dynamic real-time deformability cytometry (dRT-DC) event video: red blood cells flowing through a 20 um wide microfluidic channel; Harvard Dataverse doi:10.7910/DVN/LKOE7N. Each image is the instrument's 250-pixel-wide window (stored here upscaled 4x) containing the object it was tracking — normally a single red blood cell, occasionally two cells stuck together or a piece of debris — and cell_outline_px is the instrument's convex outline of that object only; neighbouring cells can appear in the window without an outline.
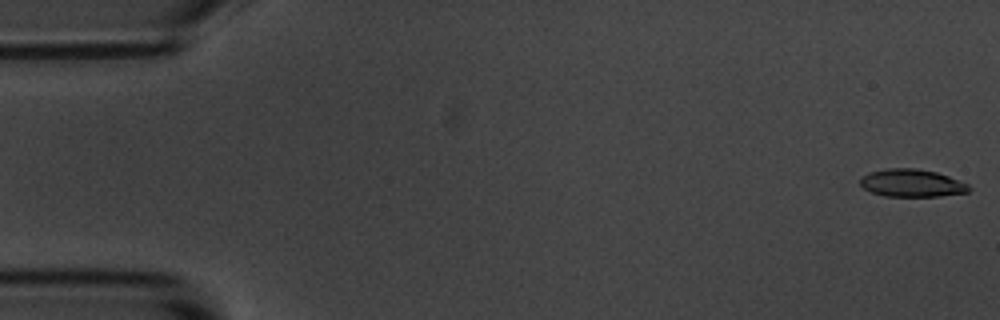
{"species": "common noctule bat (a hibernating species)", "species_latin": "Nyctalus noctula", "temperature_condition": "room temperature", "stored_images_in_passage": 54, "camera_frame_rate_fps": 3000, "um_per_image_px": 0.085, "animal": {"sex": "male", "body_mass_g": 20.1, "forearm_length_mm": 53.5}, "frame": {"image": 1, "passage_image": 1, "time_ms": 0.0, "image_size_px": [1000, 320], "cell_outline_px": [[972, 188], [968, 192], [940, 196], [884, 196], [872, 192], [864, 188], [860, 184], [860, 176], [868, 172], [888, 168], [916, 168], [936, 172], [948, 176], [968, 184]], "centroid_in_image_um": [77.48, 15.55], "position_along_channel_um": 7.5, "area_um2": 17.57}}
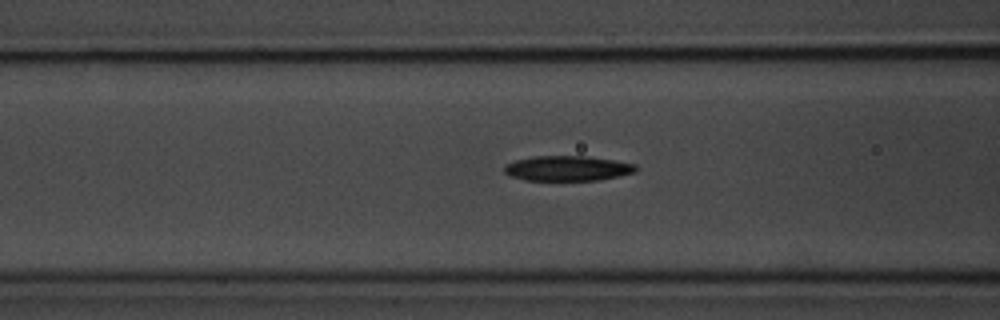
{"frame": {"image": 2, "passage_image": 21, "time_ms": 6.667, "image_size_px": [1000, 320], "cell_outline_px": [[636, 172], [600, 180], [524, 180], [508, 176], [504, 172], [504, 168], [508, 164], [516, 160], [536, 156], [584, 156], [612, 160], [636, 164]], "centroid_in_image_um": [48.23, 14.32], "position_along_channel_um": 118.4, "area_um2": 19.07}}
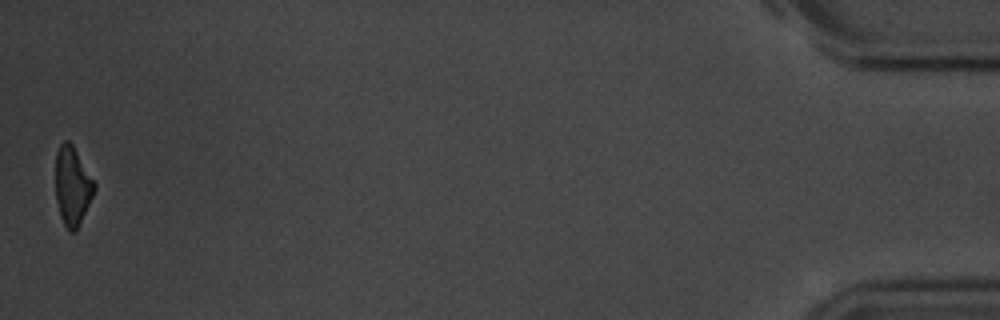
{"frame": {"image": 3, "passage_image": 54, "time_ms": 17.667, "image_size_px": [1000, 320], "cell_outline_px": [[96, 188], [76, 228], [72, 232], [68, 232], [60, 216], [56, 200], [56, 152], [60, 144], [64, 140], [68, 140], [72, 144], [96, 184]], "centroid_in_image_um": [6.13, 15.77], "position_along_channel_um": 429.1, "area_um2": 17.4}, "authors_computed_cell_mechanics": {"area_um2": 19.1896, "velocity_mm_per_s": 3.687, "shape_relaxation_time_tau1_ms": 2.672, "shape_relaxation_time_tau2_ms": 5.6827, "deformation_change_tau1": 0.114, "deformation_change_tau2": 0.1459}}